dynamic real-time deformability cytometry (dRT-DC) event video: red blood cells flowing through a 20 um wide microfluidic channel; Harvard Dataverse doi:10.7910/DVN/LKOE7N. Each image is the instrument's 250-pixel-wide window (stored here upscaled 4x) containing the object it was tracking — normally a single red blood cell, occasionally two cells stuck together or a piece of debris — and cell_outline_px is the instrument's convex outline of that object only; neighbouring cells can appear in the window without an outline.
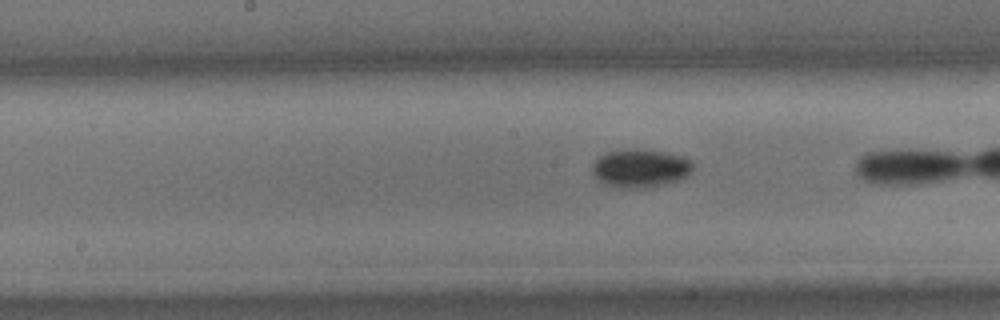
{"species": "common noctule bat (a hibernating species)", "species_latin": "Nyctalus noctula", "temperature_condition": "cold", "stored_images_in_passage": 19, "camera_frame_rate_fps": 3000, "um_per_image_px": 0.085, "animal": {"sex": "male", "body_mass_g": 15.6}, "frame": {"image": 1, "passage_image": 16, "time_ms": 5.0, "image_size_px": [1000, 320], "cell_outline_px": [[692, 168], [688, 176], [676, 180], [644, 188], [616, 188], [604, 184], [592, 172], [592, 164], [604, 152], [624, 148], [628, 148], [664, 152], [684, 156], [692, 160]], "centroid_in_image_um": [54.4, 14.28], "position_along_channel_um": 193.8, "area_um2": 22.48}}